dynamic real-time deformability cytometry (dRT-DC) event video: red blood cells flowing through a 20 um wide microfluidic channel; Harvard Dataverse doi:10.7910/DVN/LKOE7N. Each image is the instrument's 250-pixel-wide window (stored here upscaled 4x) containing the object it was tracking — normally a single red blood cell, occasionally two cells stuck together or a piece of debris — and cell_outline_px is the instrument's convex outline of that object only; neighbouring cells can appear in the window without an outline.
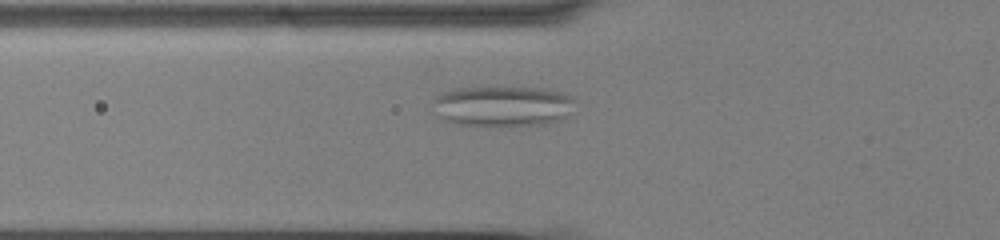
{"species": "common noctule bat (a hibernating species)", "species_latin": "Nyctalus noctula", "temperature_condition": "cold", "stored_images_in_passage": 49, "camera_frame_rate_fps": 3000, "um_per_image_px": 0.085, "animal": {"sex": "male", "body_mass_g": 13.0, "forearm_length_mm": 53.1}, "frame": {"image": 1, "passage_image": 13, "time_ms": 4.0, "image_size_px": [1000, 240], "cell_outline_px": [[576, 112], [560, 120], [544, 124], [500, 128], [460, 124], [444, 120], [432, 112], [428, 104], [436, 96], [444, 92], [456, 88], [548, 88], [572, 96], [576, 100]], "centroid_in_image_um": [42.75, 9.06], "position_along_channel_um": 83.1, "area_um2": 34.97}}
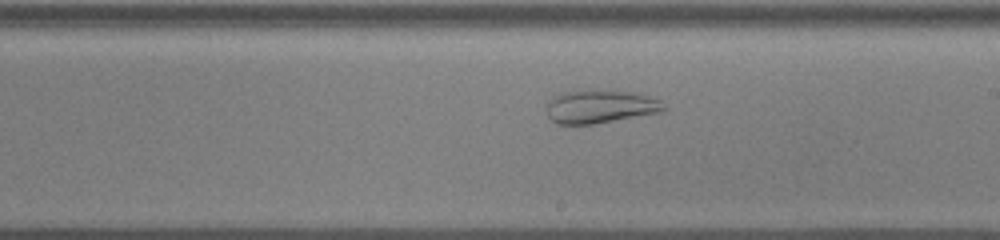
{"frame": {"image": 2, "passage_image": 26, "time_ms": 8.333, "image_size_px": [1000, 240], "cell_outline_px": [[668, 108], [664, 112], [596, 124], [556, 124], [548, 116], [544, 104], [552, 96], [560, 92], [632, 92], [648, 96], [660, 100]], "centroid_in_image_um": [51.01, 9.1], "position_along_channel_um": 238.0, "area_um2": 22.66}}
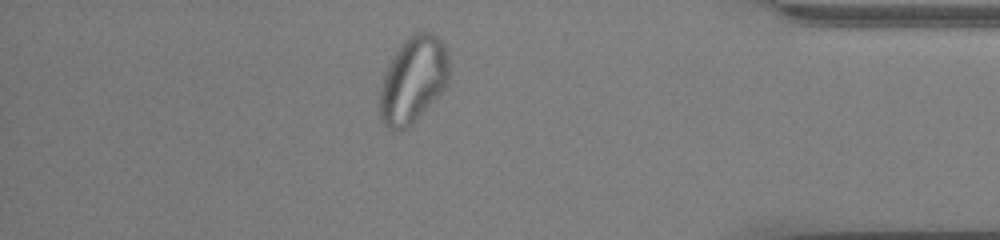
{"frame": {"image": 3, "passage_image": 42, "time_ms": 13.667, "image_size_px": [1000, 240], "cell_outline_px": [[448, 80], [444, 88], [416, 120], [408, 128], [400, 132], [388, 128], [380, 120], [380, 88], [384, 72], [392, 56], [400, 44], [408, 36], [416, 32], [432, 32], [444, 44], [448, 52]], "centroid_in_image_um": [35.09, 6.78], "position_along_channel_um": 400.1, "area_um2": 35.03}}